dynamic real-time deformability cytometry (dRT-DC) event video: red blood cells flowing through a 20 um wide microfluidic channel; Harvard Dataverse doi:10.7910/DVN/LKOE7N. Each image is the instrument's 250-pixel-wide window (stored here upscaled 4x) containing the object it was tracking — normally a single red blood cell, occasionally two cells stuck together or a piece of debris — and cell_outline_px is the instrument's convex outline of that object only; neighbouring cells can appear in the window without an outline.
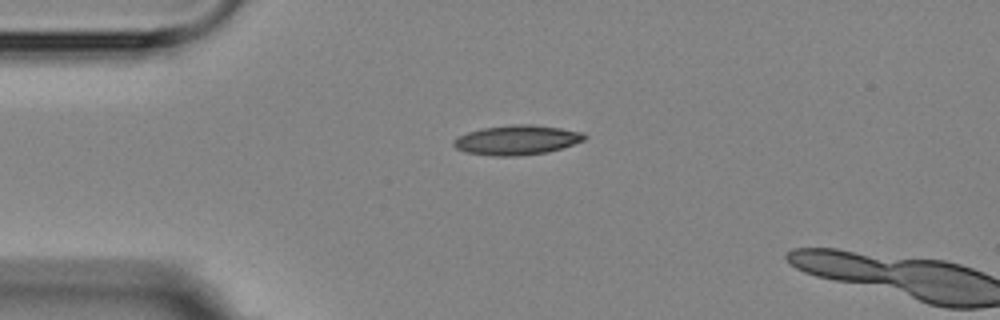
{"species": "Egyptian fruit bat (a non-hibernating species)", "species_latin": "Rousettus aegyptiacus", "temperature_condition": "room temperature", "stored_images_in_passage": 2, "camera_frame_rate_fps": 3000, "um_per_image_px": 0.085, "animal": {"sex": "female"}, "frame": {"image": 1, "passage_image": 1, "time_ms": 0.0, "image_size_px": [1000, 320], "cell_outline_px": [[588, 136], [584, 140], [548, 152], [516, 156], [492, 156], [464, 152], [456, 148], [452, 144], [452, 140], [468, 132], [484, 128], [516, 124], [532, 124], [560, 128], [584, 132]], "centroid_in_image_um": [43.93, 11.9], "position_along_channel_um": 41.1, "area_um2": 22.54}}